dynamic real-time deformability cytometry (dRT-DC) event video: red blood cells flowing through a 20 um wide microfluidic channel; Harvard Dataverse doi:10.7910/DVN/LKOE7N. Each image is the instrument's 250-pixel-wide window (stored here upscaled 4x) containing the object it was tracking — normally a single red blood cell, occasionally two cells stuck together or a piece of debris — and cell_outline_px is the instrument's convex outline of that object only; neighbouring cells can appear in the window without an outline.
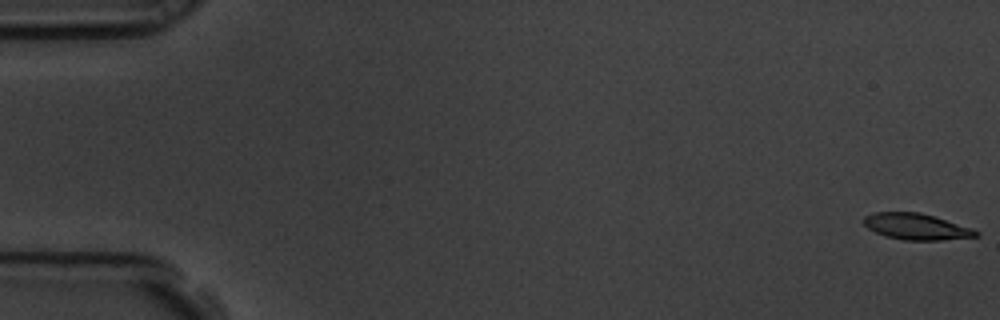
{"species": "common noctule bat (a hibernating species)", "species_latin": "Nyctalus noctula", "temperature_condition": "room temperature", "stored_images_in_passage": 58, "camera_frame_rate_fps": 3000, "um_per_image_px": 0.085, "animal": {"sex": "male", "body_mass_g": 19.5, "forearm_length_mm": 54.6}, "frame": {"image": 1, "passage_image": 1, "time_ms": 0.0, "image_size_px": [1000, 320], "cell_outline_px": [[980, 236], [940, 240], [904, 240], [888, 236], [876, 232], [868, 228], [864, 224], [864, 216], [872, 212], [920, 212], [972, 228], [980, 232]], "centroid_in_image_um": [77.9, 19.25], "position_along_channel_um": 7.1, "area_um2": 16.99}}
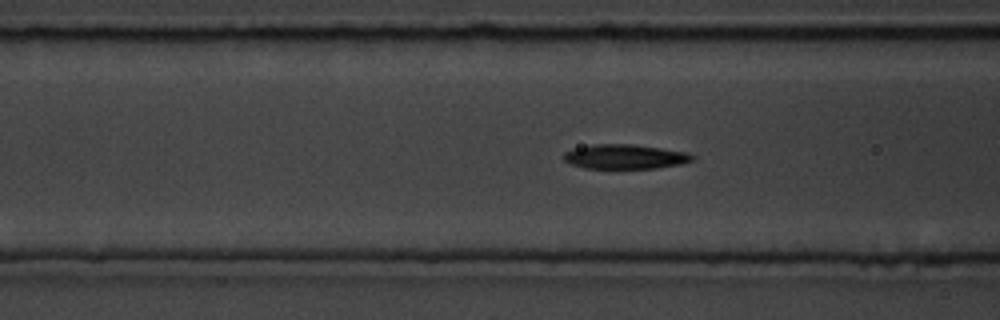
{"frame": {"image": 2, "passage_image": 23, "time_ms": 7.333, "image_size_px": [1000, 320], "cell_outline_px": [[696, 156], [692, 160], [680, 164], [656, 168], [584, 168], [572, 164], [564, 160], [564, 152], [576, 148], [592, 144], [632, 144], [688, 152]], "centroid_in_image_um": [53.14, 13.31], "position_along_channel_um": 113.5, "area_um2": 18.26}}
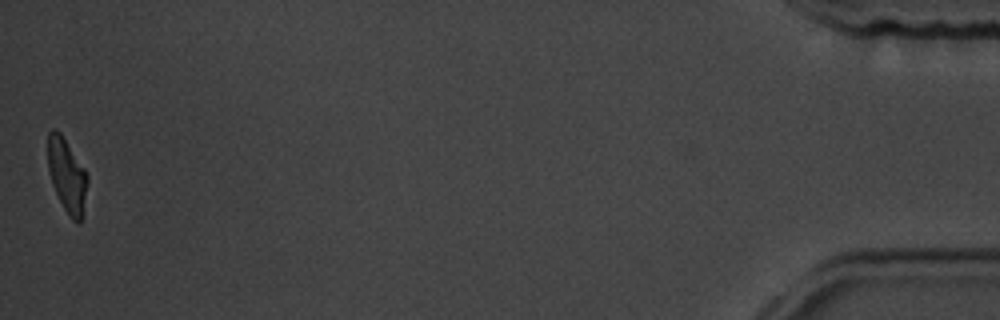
{"frame": {"image": 3, "passage_image": 58, "time_ms": 19.0, "image_size_px": [1000, 320], "cell_outline_px": [[88, 184], [80, 224], [72, 220], [68, 216], [52, 184], [48, 168], [48, 132], [52, 128], [56, 128], [60, 132], [84, 168], [88, 176]], "centroid_in_image_um": [5.69, 14.9], "position_along_channel_um": 429.5, "area_um2": 16.94}, "authors_computed_cell_mechanics": {"area_um2": 18.3804, "velocity_mm_per_s": 3.5391, "shape_relaxation_time_tau1_ms": 2.6066, "shape_relaxation_time_tau2_ms": 2.181, "deformation_change_tau1": 0.1832, "deformation_change_tau2": 0.1031}}